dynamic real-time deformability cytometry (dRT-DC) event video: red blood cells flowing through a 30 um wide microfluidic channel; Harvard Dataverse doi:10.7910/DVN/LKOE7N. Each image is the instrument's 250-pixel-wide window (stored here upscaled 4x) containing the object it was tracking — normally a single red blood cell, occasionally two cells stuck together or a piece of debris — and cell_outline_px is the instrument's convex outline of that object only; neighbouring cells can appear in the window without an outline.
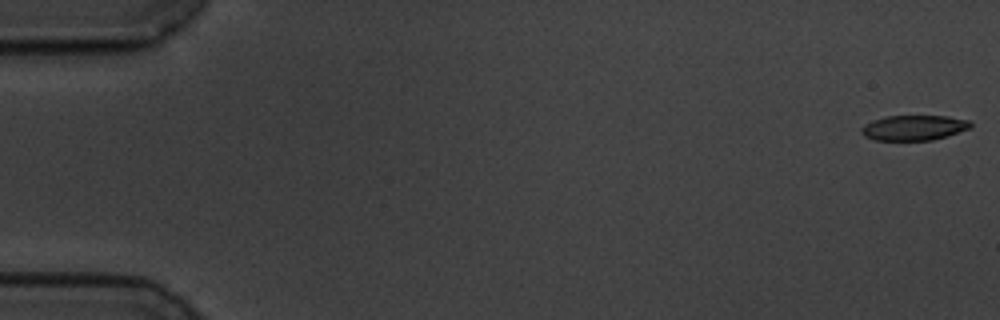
{"species": "common noctule bat (a hibernating species)", "species_latin": "Nyctalus noctula", "temperature_condition": "cold", "stored_images_in_passage": 30, "camera_frame_rate_fps": 3000, "um_per_image_px": 0.085, "animal": {"sex": "male", "body_mass_g": 19.5, "forearm_length_mm": 54.6}, "frame": {"image": 1, "passage_image": 1, "time_ms": 0.0, "image_size_px": [1000, 320], "cell_outline_px": [[972, 128], [948, 136], [932, 140], [872, 140], [864, 136], [860, 132], [860, 128], [864, 124], [872, 120], [884, 116], [948, 116], [968, 120], [972, 124]], "centroid_in_image_um": [77.66, 10.86], "position_along_channel_um": 7.3, "area_um2": 16.24}}
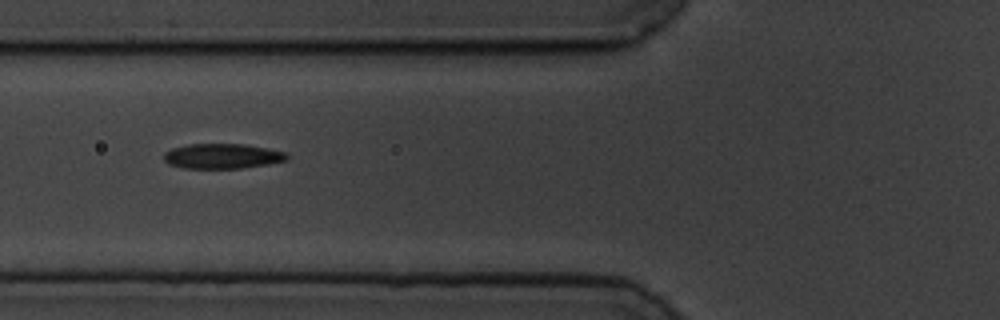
{"frame": {"image": 2, "passage_image": 22, "time_ms": 7.0, "image_size_px": [1000, 320], "cell_outline_px": [[288, 160], [268, 164], [240, 168], [184, 168], [168, 164], [164, 160], [164, 152], [172, 148], [188, 144], [244, 144], [268, 148], [284, 152], [288, 156]], "centroid_in_image_um": [18.88, 13.27], "position_along_channel_um": 106.9, "area_um2": 17.92}}
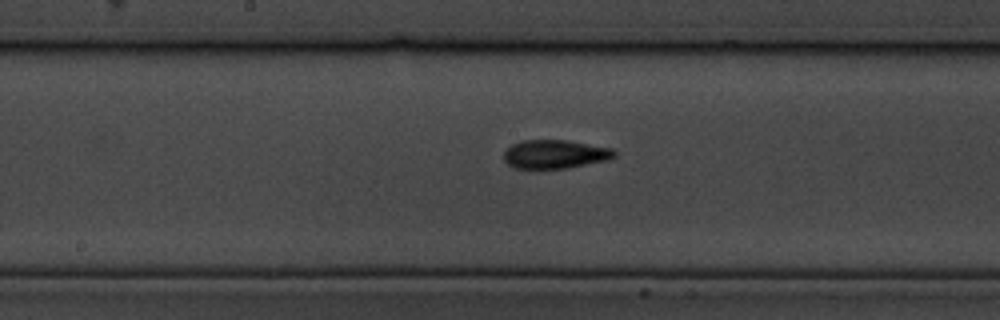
{"frame": {"image": 3, "passage_image": 30, "time_ms": 9.667, "image_size_px": [1000, 320], "cell_outline_px": [[616, 156], [608, 160], [568, 168], [516, 168], [508, 164], [504, 160], [504, 152], [512, 144], [520, 140], [568, 140], [612, 148], [616, 152]], "centroid_in_image_um": [47.19, 13.1], "position_along_channel_um": 201.0, "area_um2": 18.5}}